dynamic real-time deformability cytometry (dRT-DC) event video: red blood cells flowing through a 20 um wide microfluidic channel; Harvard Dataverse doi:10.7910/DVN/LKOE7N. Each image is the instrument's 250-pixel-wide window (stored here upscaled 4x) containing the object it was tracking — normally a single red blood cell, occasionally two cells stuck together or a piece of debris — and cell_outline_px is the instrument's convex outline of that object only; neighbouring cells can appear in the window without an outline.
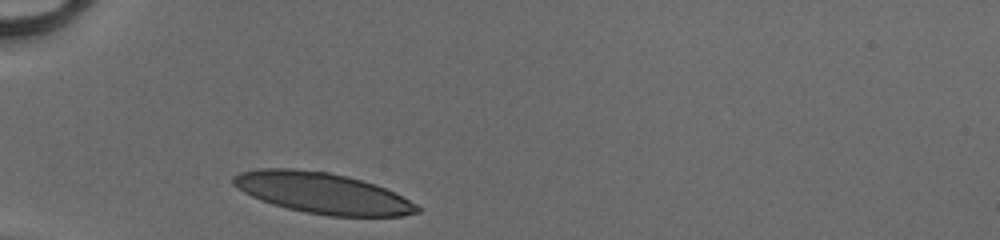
{"species": "human", "species_latin": "Homo sapiens", "temperature_condition": "cold", "stored_images_in_passage": 27, "camera_frame_rate_fps": 3000, "um_per_image_px": 0.085, "donor": {"sex": "male"}, "frame": {"image": 1, "passage_image": 1, "time_ms": 0.0, "image_size_px": [1000, 240], "cell_outline_px": [[420, 212], [400, 216], [328, 216], [304, 212], [272, 204], [260, 200], [244, 192], [232, 184], [232, 176], [240, 172], [260, 168], [292, 168], [328, 172], [348, 176], [364, 180], [376, 184], [416, 204], [420, 208]], "centroid_in_image_um": [27.37, 16.4], "position_along_channel_um": 57.6, "area_um2": 43.75}}
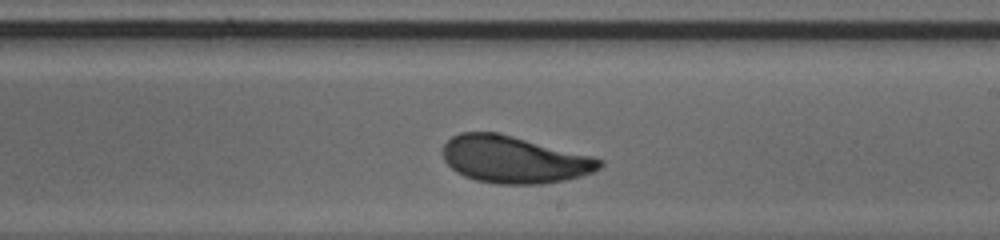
{"frame": {"image": 2, "passage_image": 16, "time_ms": 5.0, "image_size_px": [1000, 240], "cell_outline_px": [[604, 164], [600, 168], [592, 172], [580, 176], [564, 180], [544, 184], [496, 184], [476, 180], [464, 176], [456, 172], [444, 160], [444, 144], [452, 136], [460, 132], [500, 132], [592, 156], [604, 160]], "centroid_in_image_um": [43.71, 13.55], "position_along_channel_um": 245.3, "area_um2": 43.18}}
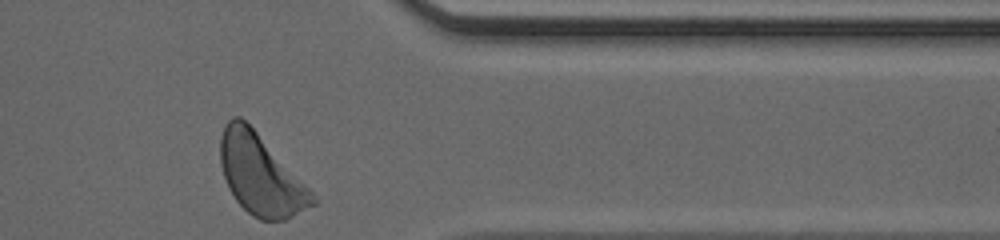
{"frame": {"image": 3, "passage_image": 27, "time_ms": 8.667, "image_size_px": [1000, 240], "cell_outline_px": [[316, 204], [284, 220], [260, 220], [252, 216], [236, 200], [228, 188], [220, 164], [220, 136], [224, 124], [232, 116], [240, 116], [312, 188], [316, 196]], "centroid_in_image_um": [22.17, 14.86], "position_along_channel_um": 389.2, "area_um2": 43.18}, "authors_computed_cell_mechanics": {"area_um2": 43.0032, "velocity_mm_per_s": 4.1149, "shape_relaxation_time_tau1_ms": 4.3132, "shape_relaxation_time_tau2_ms": null, "deformation_change_tau1": 0.1753, "deformation_change_tau2": null}}